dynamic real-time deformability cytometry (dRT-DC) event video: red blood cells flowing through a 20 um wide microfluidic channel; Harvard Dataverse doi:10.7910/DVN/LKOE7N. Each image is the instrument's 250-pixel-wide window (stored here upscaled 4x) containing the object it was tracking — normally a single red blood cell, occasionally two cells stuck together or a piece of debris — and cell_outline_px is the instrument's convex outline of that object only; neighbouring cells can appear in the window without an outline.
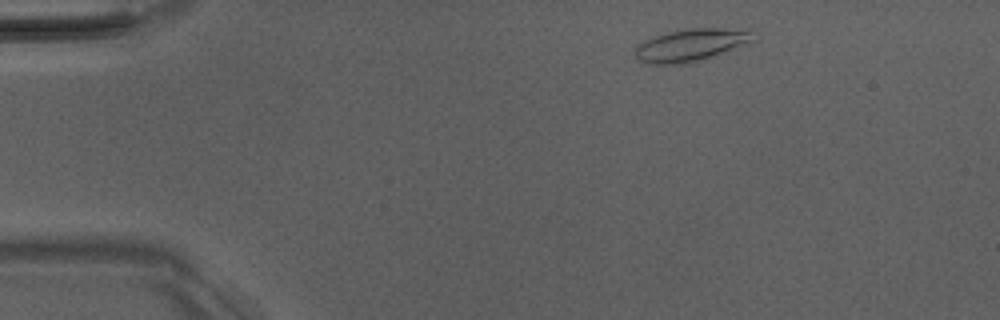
{"species": "Egyptian fruit bat (a non-hibernating species)", "species_latin": "Rousettus aegyptiacus", "temperature_condition": "room temperature", "stored_images_in_passage": 4, "camera_frame_rate_fps": 3000, "um_per_image_px": 0.085, "animal": {"sex": "male"}, "frame": {"image": 1, "passage_image": 2, "time_ms": 1.0, "image_size_px": [1000, 320], "cell_outline_px": [[760, 40], [684, 64], [644, 64], [636, 60], [636, 48], [644, 40], [668, 32], [688, 28], [756, 28], [760, 36]], "centroid_in_image_um": [58.88, 3.79], "position_along_channel_um": 26.1, "area_um2": 22.83}}